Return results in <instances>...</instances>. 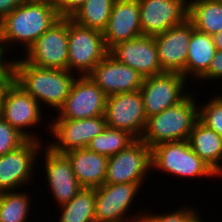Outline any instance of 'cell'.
I'll return each mask as SVG.
<instances>
[{
	"label": "cell",
	"instance_id": "1",
	"mask_svg": "<svg viewBox=\"0 0 222 222\" xmlns=\"http://www.w3.org/2000/svg\"><path fill=\"white\" fill-rule=\"evenodd\" d=\"M60 18L53 2L26 0L0 21V34L5 52L16 43L22 44L26 52Z\"/></svg>",
	"mask_w": 222,
	"mask_h": 222
},
{
	"label": "cell",
	"instance_id": "2",
	"mask_svg": "<svg viewBox=\"0 0 222 222\" xmlns=\"http://www.w3.org/2000/svg\"><path fill=\"white\" fill-rule=\"evenodd\" d=\"M13 79L40 105L46 104L57 111L67 99L76 79L68 70L39 68L17 58L11 61Z\"/></svg>",
	"mask_w": 222,
	"mask_h": 222
},
{
	"label": "cell",
	"instance_id": "3",
	"mask_svg": "<svg viewBox=\"0 0 222 222\" xmlns=\"http://www.w3.org/2000/svg\"><path fill=\"white\" fill-rule=\"evenodd\" d=\"M194 92L181 102L147 118L141 136L150 148L163 142L187 140L198 121V103Z\"/></svg>",
	"mask_w": 222,
	"mask_h": 222
},
{
	"label": "cell",
	"instance_id": "4",
	"mask_svg": "<svg viewBox=\"0 0 222 222\" xmlns=\"http://www.w3.org/2000/svg\"><path fill=\"white\" fill-rule=\"evenodd\" d=\"M152 170L181 178L218 177L214 170L190 148L187 140L163 142L151 148Z\"/></svg>",
	"mask_w": 222,
	"mask_h": 222
},
{
	"label": "cell",
	"instance_id": "5",
	"mask_svg": "<svg viewBox=\"0 0 222 222\" xmlns=\"http://www.w3.org/2000/svg\"><path fill=\"white\" fill-rule=\"evenodd\" d=\"M109 51L101 31L68 18V71L77 70L76 75L88 76Z\"/></svg>",
	"mask_w": 222,
	"mask_h": 222
},
{
	"label": "cell",
	"instance_id": "6",
	"mask_svg": "<svg viewBox=\"0 0 222 222\" xmlns=\"http://www.w3.org/2000/svg\"><path fill=\"white\" fill-rule=\"evenodd\" d=\"M142 185L144 184L104 183L95 188V222H137L145 212L140 210V214H128Z\"/></svg>",
	"mask_w": 222,
	"mask_h": 222
},
{
	"label": "cell",
	"instance_id": "7",
	"mask_svg": "<svg viewBox=\"0 0 222 222\" xmlns=\"http://www.w3.org/2000/svg\"><path fill=\"white\" fill-rule=\"evenodd\" d=\"M25 55L23 59L36 67L68 70V18L61 17L54 23Z\"/></svg>",
	"mask_w": 222,
	"mask_h": 222
},
{
	"label": "cell",
	"instance_id": "8",
	"mask_svg": "<svg viewBox=\"0 0 222 222\" xmlns=\"http://www.w3.org/2000/svg\"><path fill=\"white\" fill-rule=\"evenodd\" d=\"M151 169V148L143 140L136 139L127 148L108 157L104 183H143Z\"/></svg>",
	"mask_w": 222,
	"mask_h": 222
},
{
	"label": "cell",
	"instance_id": "9",
	"mask_svg": "<svg viewBox=\"0 0 222 222\" xmlns=\"http://www.w3.org/2000/svg\"><path fill=\"white\" fill-rule=\"evenodd\" d=\"M48 125L47 131L49 129L56 140L48 142L47 146L54 152L65 154L87 148L90 141L104 130L106 121L102 115L84 119H53Z\"/></svg>",
	"mask_w": 222,
	"mask_h": 222
},
{
	"label": "cell",
	"instance_id": "10",
	"mask_svg": "<svg viewBox=\"0 0 222 222\" xmlns=\"http://www.w3.org/2000/svg\"><path fill=\"white\" fill-rule=\"evenodd\" d=\"M187 81L182 73L177 72H164L143 78L140 92L146 117L158 114L181 102L189 94L187 91L185 93Z\"/></svg>",
	"mask_w": 222,
	"mask_h": 222
},
{
	"label": "cell",
	"instance_id": "11",
	"mask_svg": "<svg viewBox=\"0 0 222 222\" xmlns=\"http://www.w3.org/2000/svg\"><path fill=\"white\" fill-rule=\"evenodd\" d=\"M42 142L27 139L18 148L0 156V193L16 191L30 184ZM35 164V165H34ZM16 188V189H15Z\"/></svg>",
	"mask_w": 222,
	"mask_h": 222
},
{
	"label": "cell",
	"instance_id": "12",
	"mask_svg": "<svg viewBox=\"0 0 222 222\" xmlns=\"http://www.w3.org/2000/svg\"><path fill=\"white\" fill-rule=\"evenodd\" d=\"M41 108L43 109L30 94L13 81L5 92L1 117L27 139L41 142L34 131L32 133V130H28L43 121Z\"/></svg>",
	"mask_w": 222,
	"mask_h": 222
},
{
	"label": "cell",
	"instance_id": "13",
	"mask_svg": "<svg viewBox=\"0 0 222 222\" xmlns=\"http://www.w3.org/2000/svg\"><path fill=\"white\" fill-rule=\"evenodd\" d=\"M106 94L89 76H76L70 93L53 119H84L102 116Z\"/></svg>",
	"mask_w": 222,
	"mask_h": 222
},
{
	"label": "cell",
	"instance_id": "14",
	"mask_svg": "<svg viewBox=\"0 0 222 222\" xmlns=\"http://www.w3.org/2000/svg\"><path fill=\"white\" fill-rule=\"evenodd\" d=\"M104 116L106 126L125 130L140 139L147 121L140 90L107 97Z\"/></svg>",
	"mask_w": 222,
	"mask_h": 222
},
{
	"label": "cell",
	"instance_id": "15",
	"mask_svg": "<svg viewBox=\"0 0 222 222\" xmlns=\"http://www.w3.org/2000/svg\"><path fill=\"white\" fill-rule=\"evenodd\" d=\"M138 2L142 35L155 36L164 33L188 18V0H138Z\"/></svg>",
	"mask_w": 222,
	"mask_h": 222
},
{
	"label": "cell",
	"instance_id": "16",
	"mask_svg": "<svg viewBox=\"0 0 222 222\" xmlns=\"http://www.w3.org/2000/svg\"><path fill=\"white\" fill-rule=\"evenodd\" d=\"M194 29L193 23L187 18L183 23L153 36L158 61L164 72L182 73L185 70L188 46Z\"/></svg>",
	"mask_w": 222,
	"mask_h": 222
},
{
	"label": "cell",
	"instance_id": "17",
	"mask_svg": "<svg viewBox=\"0 0 222 222\" xmlns=\"http://www.w3.org/2000/svg\"><path fill=\"white\" fill-rule=\"evenodd\" d=\"M109 54L118 62L135 69L143 78L164 73L153 36L141 35L113 46Z\"/></svg>",
	"mask_w": 222,
	"mask_h": 222
},
{
	"label": "cell",
	"instance_id": "18",
	"mask_svg": "<svg viewBox=\"0 0 222 222\" xmlns=\"http://www.w3.org/2000/svg\"><path fill=\"white\" fill-rule=\"evenodd\" d=\"M107 97L140 90L143 77L130 66L108 54L88 75Z\"/></svg>",
	"mask_w": 222,
	"mask_h": 222
},
{
	"label": "cell",
	"instance_id": "19",
	"mask_svg": "<svg viewBox=\"0 0 222 222\" xmlns=\"http://www.w3.org/2000/svg\"><path fill=\"white\" fill-rule=\"evenodd\" d=\"M42 165L47 178L48 188L51 189L58 206L69 202L83 187L74 175L71 162L65 154L54 152L46 146Z\"/></svg>",
	"mask_w": 222,
	"mask_h": 222
},
{
	"label": "cell",
	"instance_id": "20",
	"mask_svg": "<svg viewBox=\"0 0 222 222\" xmlns=\"http://www.w3.org/2000/svg\"><path fill=\"white\" fill-rule=\"evenodd\" d=\"M138 0H115L108 24L102 32L107 48L142 35Z\"/></svg>",
	"mask_w": 222,
	"mask_h": 222
},
{
	"label": "cell",
	"instance_id": "21",
	"mask_svg": "<svg viewBox=\"0 0 222 222\" xmlns=\"http://www.w3.org/2000/svg\"><path fill=\"white\" fill-rule=\"evenodd\" d=\"M71 162L75 177L83 188H98L106 179L108 157L88 148L65 153Z\"/></svg>",
	"mask_w": 222,
	"mask_h": 222
},
{
	"label": "cell",
	"instance_id": "22",
	"mask_svg": "<svg viewBox=\"0 0 222 222\" xmlns=\"http://www.w3.org/2000/svg\"><path fill=\"white\" fill-rule=\"evenodd\" d=\"M187 141L193 152L220 177L222 175V137L198 120Z\"/></svg>",
	"mask_w": 222,
	"mask_h": 222
},
{
	"label": "cell",
	"instance_id": "23",
	"mask_svg": "<svg viewBox=\"0 0 222 222\" xmlns=\"http://www.w3.org/2000/svg\"><path fill=\"white\" fill-rule=\"evenodd\" d=\"M212 36L193 30L188 46V57L183 76L199 80L208 70L216 52Z\"/></svg>",
	"mask_w": 222,
	"mask_h": 222
},
{
	"label": "cell",
	"instance_id": "24",
	"mask_svg": "<svg viewBox=\"0 0 222 222\" xmlns=\"http://www.w3.org/2000/svg\"><path fill=\"white\" fill-rule=\"evenodd\" d=\"M188 1V19L196 30L210 36L222 31V0Z\"/></svg>",
	"mask_w": 222,
	"mask_h": 222
},
{
	"label": "cell",
	"instance_id": "25",
	"mask_svg": "<svg viewBox=\"0 0 222 222\" xmlns=\"http://www.w3.org/2000/svg\"><path fill=\"white\" fill-rule=\"evenodd\" d=\"M58 208L61 209L58 222H95V189L82 188Z\"/></svg>",
	"mask_w": 222,
	"mask_h": 222
},
{
	"label": "cell",
	"instance_id": "26",
	"mask_svg": "<svg viewBox=\"0 0 222 222\" xmlns=\"http://www.w3.org/2000/svg\"><path fill=\"white\" fill-rule=\"evenodd\" d=\"M115 0H87L71 17L76 23L103 32Z\"/></svg>",
	"mask_w": 222,
	"mask_h": 222
},
{
	"label": "cell",
	"instance_id": "27",
	"mask_svg": "<svg viewBox=\"0 0 222 222\" xmlns=\"http://www.w3.org/2000/svg\"><path fill=\"white\" fill-rule=\"evenodd\" d=\"M30 193L7 191L0 193V222H29L32 202Z\"/></svg>",
	"mask_w": 222,
	"mask_h": 222
},
{
	"label": "cell",
	"instance_id": "28",
	"mask_svg": "<svg viewBox=\"0 0 222 222\" xmlns=\"http://www.w3.org/2000/svg\"><path fill=\"white\" fill-rule=\"evenodd\" d=\"M136 138L125 130L106 126L104 130L90 141L87 148L107 157L127 148Z\"/></svg>",
	"mask_w": 222,
	"mask_h": 222
},
{
	"label": "cell",
	"instance_id": "29",
	"mask_svg": "<svg viewBox=\"0 0 222 222\" xmlns=\"http://www.w3.org/2000/svg\"><path fill=\"white\" fill-rule=\"evenodd\" d=\"M207 102L198 108V120L222 137V95L215 94Z\"/></svg>",
	"mask_w": 222,
	"mask_h": 222
},
{
	"label": "cell",
	"instance_id": "30",
	"mask_svg": "<svg viewBox=\"0 0 222 222\" xmlns=\"http://www.w3.org/2000/svg\"><path fill=\"white\" fill-rule=\"evenodd\" d=\"M195 209L182 205V208H177L176 211L169 213L167 211V214L145 212L137 222H203L200 213Z\"/></svg>",
	"mask_w": 222,
	"mask_h": 222
},
{
	"label": "cell",
	"instance_id": "31",
	"mask_svg": "<svg viewBox=\"0 0 222 222\" xmlns=\"http://www.w3.org/2000/svg\"><path fill=\"white\" fill-rule=\"evenodd\" d=\"M27 138L0 116V156L22 145Z\"/></svg>",
	"mask_w": 222,
	"mask_h": 222
},
{
	"label": "cell",
	"instance_id": "32",
	"mask_svg": "<svg viewBox=\"0 0 222 222\" xmlns=\"http://www.w3.org/2000/svg\"><path fill=\"white\" fill-rule=\"evenodd\" d=\"M87 0H55L54 6L60 17L71 18Z\"/></svg>",
	"mask_w": 222,
	"mask_h": 222
},
{
	"label": "cell",
	"instance_id": "33",
	"mask_svg": "<svg viewBox=\"0 0 222 222\" xmlns=\"http://www.w3.org/2000/svg\"><path fill=\"white\" fill-rule=\"evenodd\" d=\"M217 81L222 79V50H216L215 55L212 59L209 70L199 79V81L213 80Z\"/></svg>",
	"mask_w": 222,
	"mask_h": 222
},
{
	"label": "cell",
	"instance_id": "34",
	"mask_svg": "<svg viewBox=\"0 0 222 222\" xmlns=\"http://www.w3.org/2000/svg\"><path fill=\"white\" fill-rule=\"evenodd\" d=\"M14 81L11 70L0 73V116L2 115L3 98L8 86Z\"/></svg>",
	"mask_w": 222,
	"mask_h": 222
},
{
	"label": "cell",
	"instance_id": "35",
	"mask_svg": "<svg viewBox=\"0 0 222 222\" xmlns=\"http://www.w3.org/2000/svg\"><path fill=\"white\" fill-rule=\"evenodd\" d=\"M26 0H0V21Z\"/></svg>",
	"mask_w": 222,
	"mask_h": 222
},
{
	"label": "cell",
	"instance_id": "36",
	"mask_svg": "<svg viewBox=\"0 0 222 222\" xmlns=\"http://www.w3.org/2000/svg\"><path fill=\"white\" fill-rule=\"evenodd\" d=\"M6 54L9 55L4 50L2 40H1V34H0V73L4 72V71L11 70V61L12 60L11 59L8 60V58H7L8 56H5Z\"/></svg>",
	"mask_w": 222,
	"mask_h": 222
},
{
	"label": "cell",
	"instance_id": "37",
	"mask_svg": "<svg viewBox=\"0 0 222 222\" xmlns=\"http://www.w3.org/2000/svg\"><path fill=\"white\" fill-rule=\"evenodd\" d=\"M217 50H222V31L212 36Z\"/></svg>",
	"mask_w": 222,
	"mask_h": 222
}]
</instances>
